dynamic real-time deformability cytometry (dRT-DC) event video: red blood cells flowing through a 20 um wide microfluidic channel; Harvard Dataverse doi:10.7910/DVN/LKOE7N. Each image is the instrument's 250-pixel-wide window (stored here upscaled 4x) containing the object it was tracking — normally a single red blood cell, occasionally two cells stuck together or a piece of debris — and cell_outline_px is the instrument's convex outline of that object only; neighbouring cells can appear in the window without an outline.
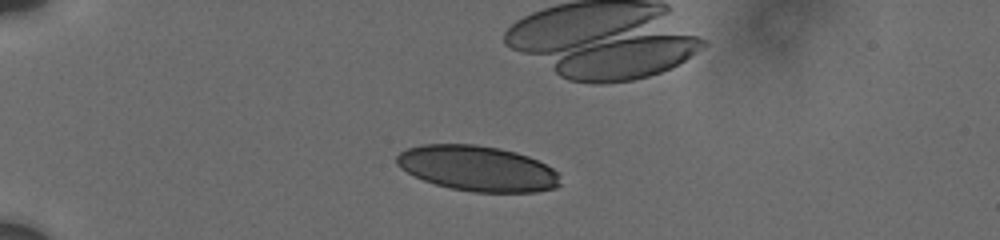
{"species": "human", "species_latin": "Homo sapiens", "temperature_condition": "cold", "stored_images_in_passage": 59, "camera_frame_rate_fps": 3000, "um_per_image_px": 0.085, "donor": {"sex": "male"}, "frame": {"image": 1, "passage_image": 12, "time_ms": 3.0, "image_size_px": [1000, 240], "cell_outline_px": [[560, 184], [556, 188], [536, 192], [472, 192], [452, 188], [436, 184], [424, 180], [400, 168], [396, 164], [396, 156], [400, 152], [408, 148], [424, 144], [476, 144], [500, 148], [516, 152], [528, 156], [552, 168], [556, 172]], "centroid_in_image_um": [40.58, 14.31], "position_along_channel_um": 44.4, "area_um2": 43.06}}
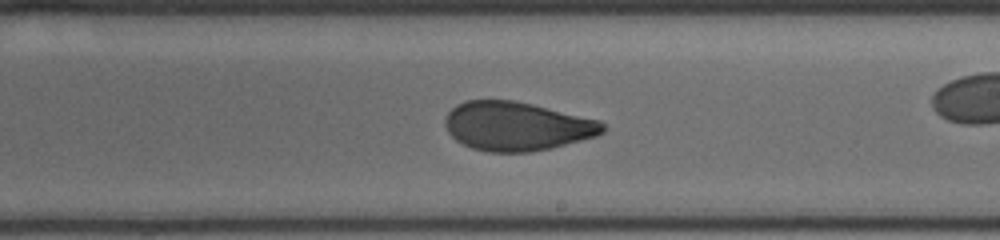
{"frame": {"image": 2, "passage_image": 34, "time_ms": 9.667, "image_size_px": [1000, 240], "cell_outline_px": [[608, 128], [604, 132], [596, 136], [552, 148], [528, 152], [488, 152], [472, 148], [456, 140], [448, 132], [444, 124], [444, 120], [448, 112], [456, 104], [468, 100], [512, 100], [532, 104], [600, 120]], "centroid_in_image_um": [43.93, 10.73], "position_along_channel_um": 245.1, "area_um2": 44.97}}
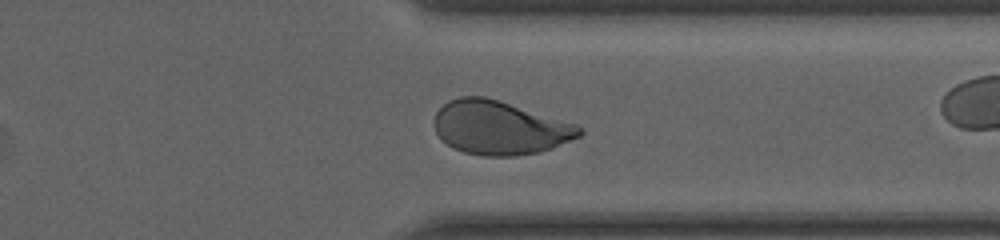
{"frame": {"image": 3, "passage_image": 46, "time_ms": 13.0, "image_size_px": [1000, 240], "cell_outline_px": [[584, 132], [580, 136], [552, 148], [540, 152], [516, 156], [484, 156], [464, 152], [452, 148], [436, 132], [432, 124], [436, 112], [448, 100], [460, 96], [484, 96], [500, 100], [576, 124], [584, 128]], "centroid_in_image_um": [42.47, 10.85], "position_along_channel_um": 368.9, "area_um2": 45.66}, "authors_computed_cell_mechanics": {"area_um2": 45.3152, "velocity_mm_per_s": 3.7224, "shape_relaxation_time_tau1_ms": 9.8452, "shape_relaxation_time_tau2_ms": 1.1374, "deformation_change_tau1": 0.2319, "deformation_change_tau2": 0.0712}}